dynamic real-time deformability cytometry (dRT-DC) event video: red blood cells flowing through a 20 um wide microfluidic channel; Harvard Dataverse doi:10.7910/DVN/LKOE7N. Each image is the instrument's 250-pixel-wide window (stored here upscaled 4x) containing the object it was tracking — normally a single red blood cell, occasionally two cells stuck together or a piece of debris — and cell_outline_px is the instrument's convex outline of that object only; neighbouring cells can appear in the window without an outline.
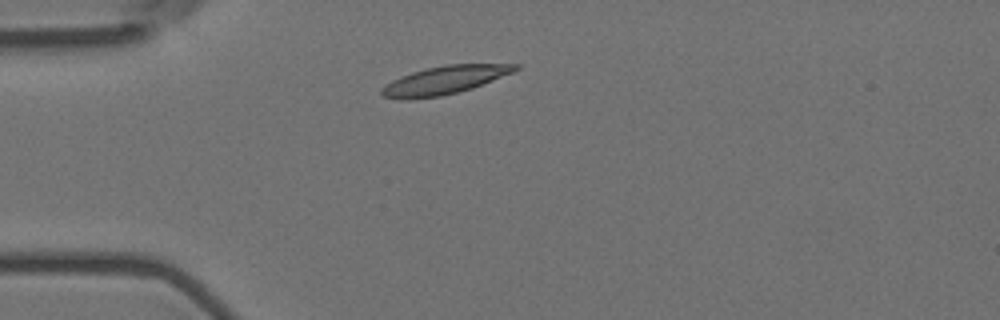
{"species": "Egyptian fruit bat (a non-hibernating species)", "species_latin": "Rousettus aegyptiacus", "temperature_condition": "room temperature", "stored_images_in_passage": 5, "camera_frame_rate_fps": 3000, "um_per_image_px": 0.085, "animal": {"sex": "female"}, "frame": {"image": 1, "passage_image": 2, "time_ms": 0.333, "image_size_px": [1000, 320], "cell_outline_px": [[520, 68], [512, 72], [472, 88], [440, 96], [408, 100], [400, 100], [380, 96], [380, 88], [384, 84], [392, 80], [412, 72], [428, 68], [448, 64], [520, 64]], "centroid_in_image_um": [37.7, 6.83], "position_along_channel_um": 47.3, "area_um2": 21.91}}
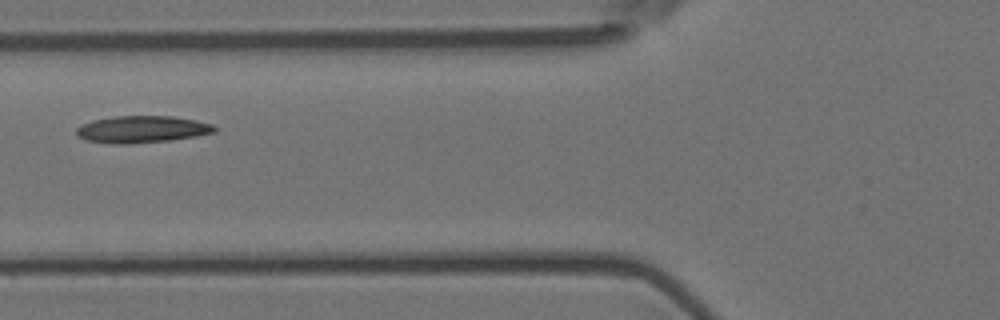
{"frame": {"image": 2, "passage_image": 4, "time_ms": 1.0, "image_size_px": [1000, 320], "cell_outline_px": [[216, 132], [196, 136], [168, 140], [128, 144], [108, 144], [84, 140], [76, 136], [76, 128], [80, 124], [92, 120], [116, 116], [172, 116], [196, 120], [212, 124], [216, 128]], "centroid_in_image_um": [12.0, 10.99], "position_along_channel_um": 113.8, "area_um2": 21.91}}
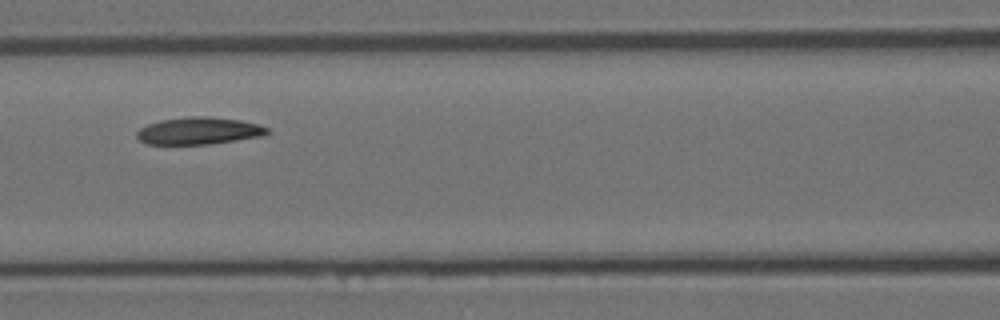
{"frame": {"image": 3, "passage_image": 5, "time_ms": 1.333, "image_size_px": [1000, 320], "cell_outline_px": [[272, 132], [264, 136], [212, 144], [144, 144], [136, 136], [136, 132], [140, 128], [148, 124], [160, 120], [192, 116], [208, 116], [240, 120], [260, 124], [268, 128]], "centroid_in_image_um": [16.95, 11.12], "position_along_channel_um": 149.7, "area_um2": 20.92}}